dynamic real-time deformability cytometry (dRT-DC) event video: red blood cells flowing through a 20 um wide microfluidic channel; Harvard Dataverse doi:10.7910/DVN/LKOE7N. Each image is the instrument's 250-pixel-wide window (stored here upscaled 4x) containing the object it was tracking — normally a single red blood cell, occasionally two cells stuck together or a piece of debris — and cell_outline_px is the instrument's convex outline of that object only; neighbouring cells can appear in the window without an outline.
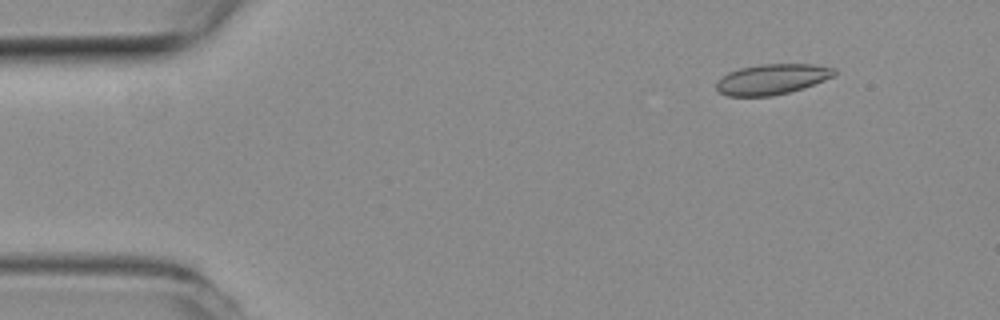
{"species": "common noctule bat (a hibernating species)", "species_latin": "Nyctalus noctula", "temperature_condition": "room temperature", "stored_images_in_passage": 17, "camera_frame_rate_fps": 3000, "um_per_image_px": 0.085, "animal": {"sex": "female", "body_mass_g": 19.3, "forearm_length_mm": 54.1}, "frame": {"image": 1, "passage_image": 6, "time_ms": 1.667, "image_size_px": [1000, 320], "cell_outline_px": [[836, 72], [832, 76], [824, 80], [804, 88], [772, 96], [728, 96], [720, 92], [716, 88], [716, 84], [728, 72], [740, 68], [764, 64], [812, 64], [836, 68]], "centroid_in_image_um": [65.64, 6.73], "position_along_channel_um": 19.4, "area_um2": 20.69}}
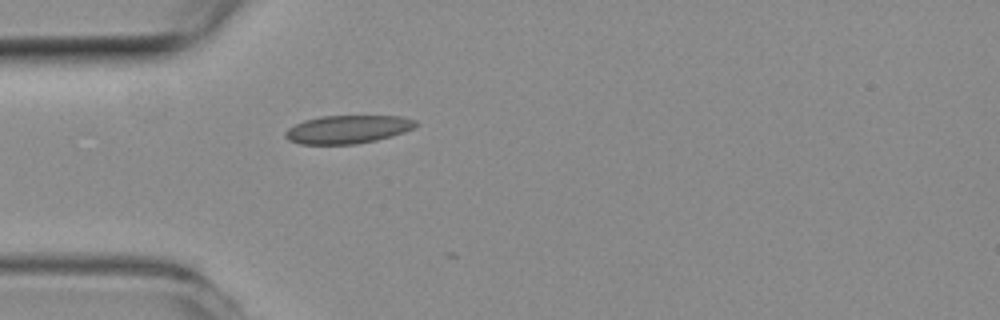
{"frame": {"image": 2, "passage_image": 15, "time_ms": 4.667, "image_size_px": [1000, 320], "cell_outline_px": [[416, 124], [412, 128], [404, 132], [376, 140], [356, 144], [300, 144], [288, 140], [284, 136], [284, 132], [288, 128], [304, 120], [320, 116], [400, 116], [416, 120]], "centroid_in_image_um": [29.51, 10.99], "position_along_channel_um": 55.5, "area_um2": 21.33}}